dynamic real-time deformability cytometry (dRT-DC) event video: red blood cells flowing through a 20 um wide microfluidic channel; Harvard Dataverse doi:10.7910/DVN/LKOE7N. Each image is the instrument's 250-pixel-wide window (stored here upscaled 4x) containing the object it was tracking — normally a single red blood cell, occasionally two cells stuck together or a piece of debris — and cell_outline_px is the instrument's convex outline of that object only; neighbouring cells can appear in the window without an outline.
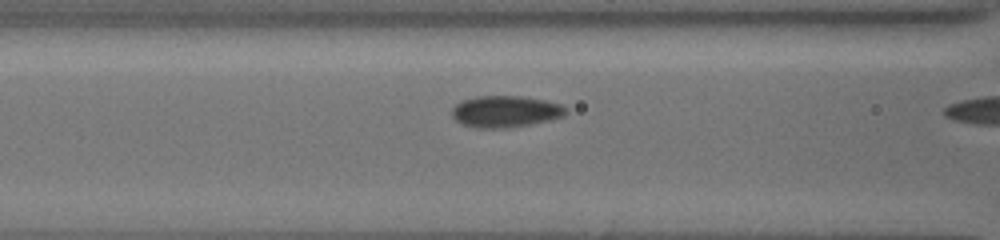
{"species": "common noctule bat (a hibernating species)", "species_latin": "Nyctalus noctula", "temperature_condition": "cold", "stored_images_in_passage": 4, "camera_frame_rate_fps": 3000, "um_per_image_px": 0.085, "animal": {"sex": "female", "body_mass_g": 19.5, "forearm_length_mm": 54.1}, "frame": {"image": 1, "passage_image": 3, "time_ms": 1.333, "image_size_px": [1000, 240], "cell_outline_px": [[568, 112], [564, 116], [552, 120], [504, 128], [476, 128], [460, 124], [452, 116], [452, 108], [460, 100], [476, 96], [520, 96], [544, 100], [560, 104], [568, 108]], "centroid_in_image_um": [42.95, 9.47], "position_along_channel_um": 123.7, "area_um2": 21.15}}